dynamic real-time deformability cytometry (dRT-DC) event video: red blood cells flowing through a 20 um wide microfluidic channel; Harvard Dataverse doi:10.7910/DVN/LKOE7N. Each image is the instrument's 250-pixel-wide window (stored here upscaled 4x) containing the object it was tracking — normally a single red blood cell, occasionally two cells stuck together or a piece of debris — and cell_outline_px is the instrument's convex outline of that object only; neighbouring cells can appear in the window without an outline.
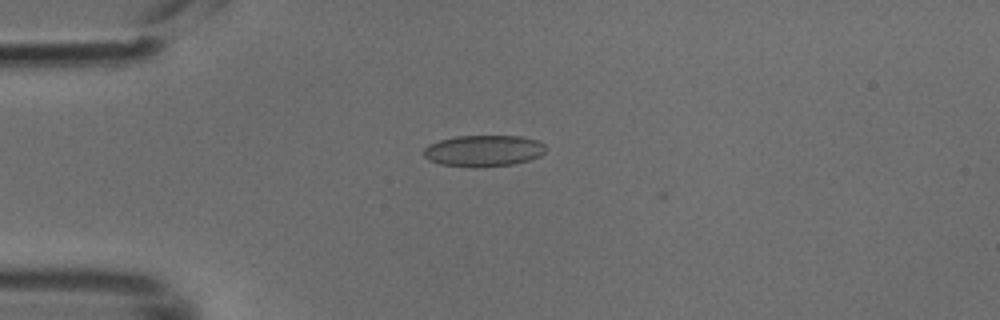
{"species": "common noctule bat (a hibernating species)", "species_latin": "Nyctalus noctula", "temperature_condition": "cold", "stored_images_in_passage": 37, "camera_frame_rate_fps": 3000, "um_per_image_px": 0.085, "animal": {"sex": "male", "body_mass_g": 18.8}, "frame": {"image": 1, "passage_image": 1, "time_ms": 0.0, "image_size_px": [1000, 320], "cell_outline_px": [[544, 152], [540, 156], [528, 160], [512, 164], [472, 168], [440, 164], [428, 160], [424, 156], [424, 148], [428, 144], [440, 140], [456, 136], [520, 136], [536, 140], [544, 144]], "centroid_in_image_um": [41.06, 12.82], "position_along_channel_um": 43.9, "area_um2": 22.31}}
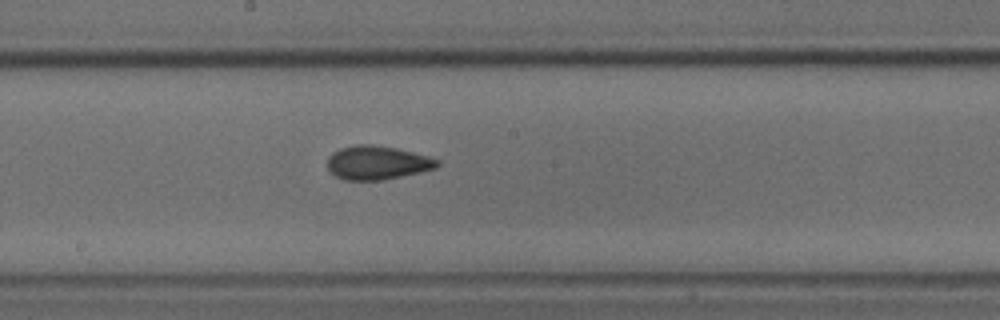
{"frame": {"image": 2, "passage_image": 15, "time_ms": 4.667, "image_size_px": [1000, 320], "cell_outline_px": [[440, 164], [436, 168], [420, 172], [384, 180], [344, 180], [328, 172], [328, 156], [332, 152], [340, 148], [356, 144], [372, 144], [396, 148], [428, 156], [440, 160]], "centroid_in_image_um": [32.04, 13.83], "position_along_channel_um": 216.2, "area_um2": 21.79}}
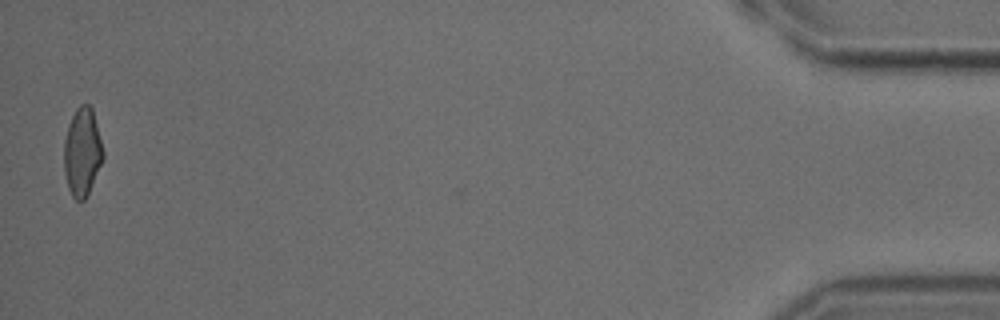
{"frame": {"image": 3, "passage_image": 37, "time_ms": 12.0, "image_size_px": [1000, 320], "cell_outline_px": [[104, 160], [84, 200], [76, 200], [72, 196], [68, 188], [64, 172], [64, 140], [68, 124], [76, 108], [80, 104], [88, 104], [92, 108], [104, 152]], "centroid_in_image_um": [6.99, 12.91], "position_along_channel_um": 428.2, "area_um2": 20.11}}